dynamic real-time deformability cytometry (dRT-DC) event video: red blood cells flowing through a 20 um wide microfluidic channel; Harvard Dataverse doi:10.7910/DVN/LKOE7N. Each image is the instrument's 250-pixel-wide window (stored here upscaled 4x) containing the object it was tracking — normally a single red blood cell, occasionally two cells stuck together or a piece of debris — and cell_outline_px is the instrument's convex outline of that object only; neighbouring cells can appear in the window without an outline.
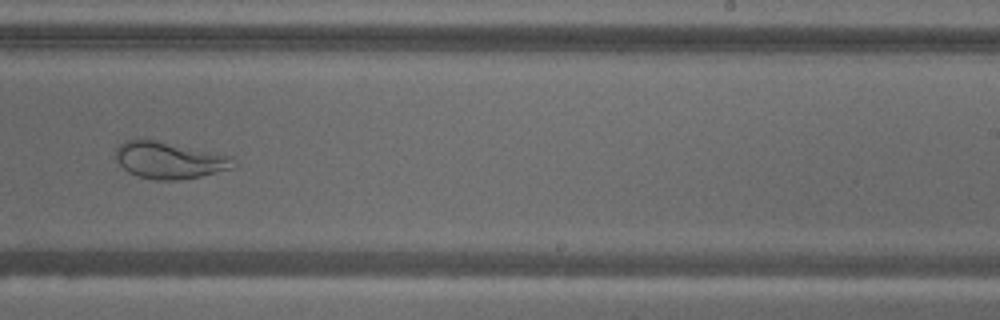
{"species": "common noctule bat (a hibernating species)", "species_latin": "Nyctalus noctula", "temperature_condition": "warm", "stored_images_in_passage": 55, "camera_frame_rate_fps": 3000, "um_per_image_px": 0.085, "animal": {"sex": "male", "body_mass_g": 18.8}, "frame": {"image": 1, "passage_image": 34, "time_ms": 11.0, "image_size_px": [1000, 320], "cell_outline_px": [[236, 168], [200, 176], [180, 180], [156, 180], [136, 176], [128, 172], [112, 156], [116, 148], [124, 140], [156, 140], [232, 156], [236, 164]], "centroid_in_image_um": [14.38, 13.63], "position_along_channel_um": 274.6, "area_um2": 25.43}}
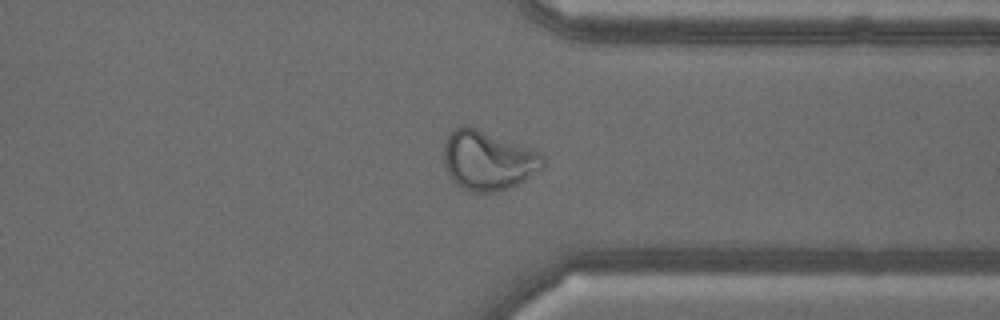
{"frame": {"image": 2, "passage_image": 42, "time_ms": 13.667, "image_size_px": [1000, 320], "cell_outline_px": [[544, 168], [524, 180], [508, 188], [496, 192], [468, 192], [456, 184], [452, 180], [444, 164], [444, 144], [448, 136], [460, 124], [468, 124], [540, 152], [544, 156]], "centroid_in_image_um": [41.47, 13.63], "position_along_channel_um": 369.9, "area_um2": 34.51}}
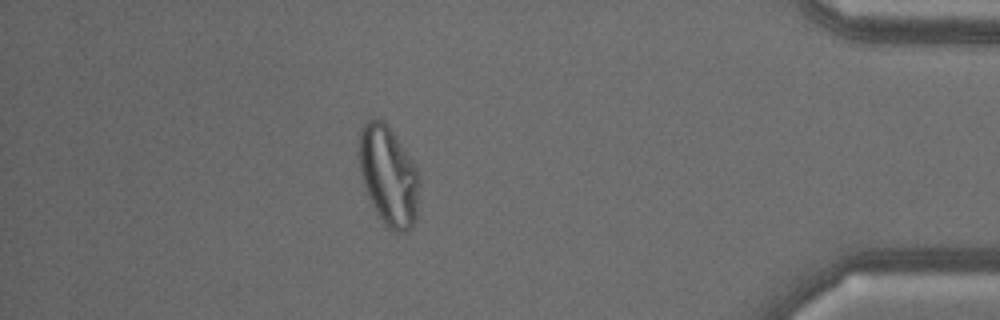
{"frame": {"image": 3, "passage_image": 48, "time_ms": 15.667, "image_size_px": [1000, 320], "cell_outline_px": [[420, 180], [416, 220], [412, 228], [404, 232], [396, 232], [384, 228], [368, 196], [360, 172], [356, 152], [360, 128], [368, 120], [376, 116], [384, 120], [416, 164]], "centroid_in_image_um": [33.01, 14.93], "position_along_channel_um": 402.2, "area_um2": 36.07}}